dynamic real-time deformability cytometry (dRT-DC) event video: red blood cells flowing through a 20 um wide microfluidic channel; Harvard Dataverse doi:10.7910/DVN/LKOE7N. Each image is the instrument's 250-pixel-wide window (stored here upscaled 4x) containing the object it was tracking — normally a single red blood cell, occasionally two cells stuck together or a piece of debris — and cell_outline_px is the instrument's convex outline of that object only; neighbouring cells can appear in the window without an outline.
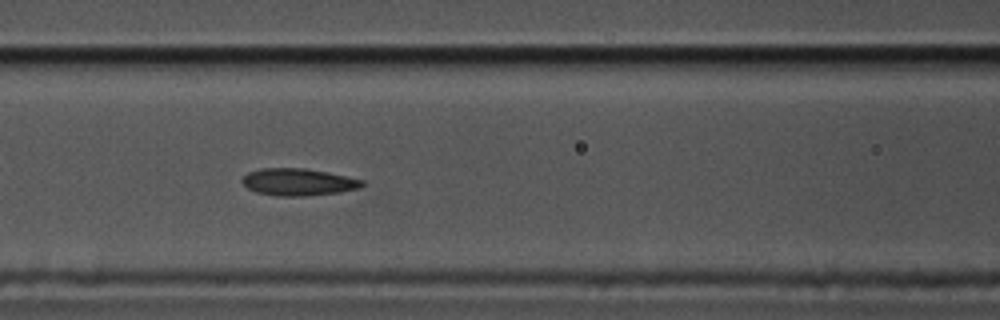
{"species": "common noctule bat (a hibernating species)", "species_latin": "Nyctalus noctula", "temperature_condition": "cold", "stored_images_in_passage": 45, "camera_frame_rate_fps": 3000, "um_per_image_px": 0.085, "animal": {"sex": "male", "body_mass_g": 17.5, "forearm_length_mm": 52.3}, "frame": {"image": 1, "passage_image": 22, "time_ms": 7.0, "image_size_px": [1000, 320], "cell_outline_px": [[364, 184], [360, 188], [340, 192], [304, 196], [276, 196], [256, 192], [248, 188], [240, 180], [248, 172], [260, 168], [304, 168], [328, 172], [364, 180]], "centroid_in_image_um": [25.35, 15.47], "position_along_channel_um": 141.3, "area_um2": 19.02}}
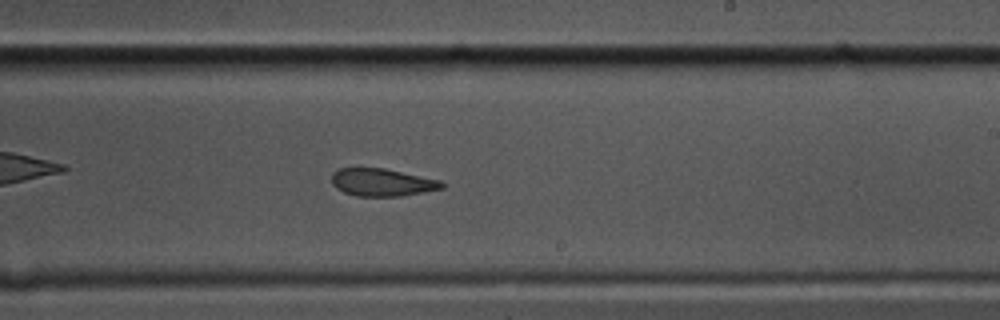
{"frame": {"image": 2, "passage_image": 32, "time_ms": 10.333, "image_size_px": [1000, 320], "cell_outline_px": [[444, 188], [400, 196], [356, 196], [344, 192], [336, 188], [332, 184], [332, 172], [340, 168], [384, 168], [440, 180], [444, 184]], "centroid_in_image_um": [32.45, 15.5], "position_along_channel_um": 256.5, "area_um2": 17.63}}
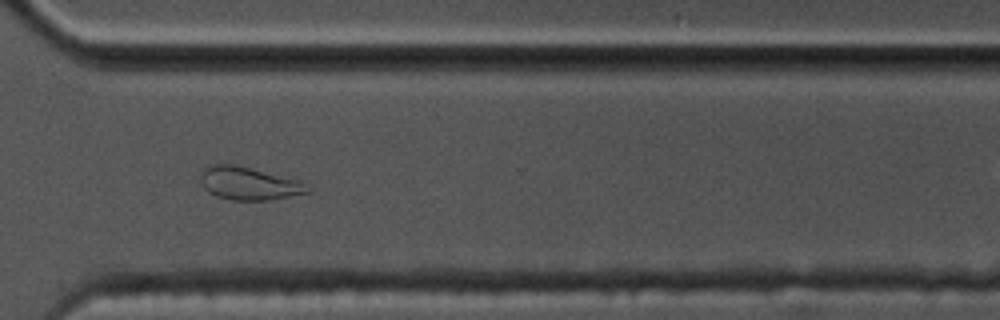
{"frame": {"image": 3, "passage_image": 40, "time_ms": 13.0, "image_size_px": [1000, 320], "cell_outline_px": [[312, 192], [268, 200], [232, 200], [216, 196], [208, 192], [204, 188], [200, 180], [200, 176], [204, 168], [208, 164], [232, 164], [300, 180], [312, 188]], "centroid_in_image_um": [21.16, 15.6], "position_along_channel_um": 349.4, "area_um2": 20.58}}